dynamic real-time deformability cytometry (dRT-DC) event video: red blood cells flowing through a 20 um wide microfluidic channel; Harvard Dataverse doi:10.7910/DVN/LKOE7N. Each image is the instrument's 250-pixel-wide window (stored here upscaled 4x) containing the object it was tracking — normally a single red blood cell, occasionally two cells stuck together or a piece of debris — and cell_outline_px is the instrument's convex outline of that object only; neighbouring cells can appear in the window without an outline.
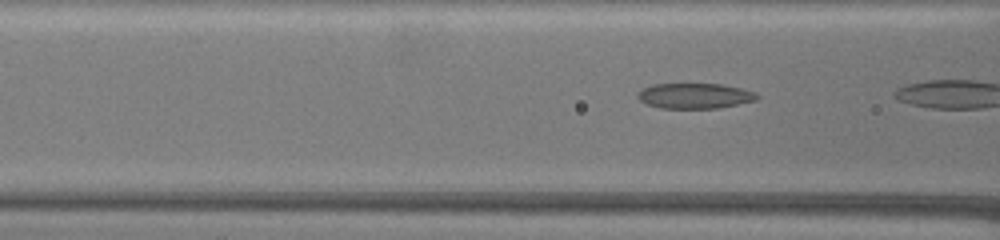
{"species": "common noctule bat (a hibernating species)", "species_latin": "Nyctalus noctula", "temperature_condition": "warm", "stored_images_in_passage": 4, "camera_frame_rate_fps": 3000, "um_per_image_px": 0.085, "animal": {"sex": "female", "body_mass_g": 19.5, "forearm_length_mm": 54.1}, "frame": {"image": 1, "passage_image": 3, "time_ms": 0.667, "image_size_px": [1000, 240], "cell_outline_px": [[760, 96], [756, 100], [720, 108], [660, 108], [648, 104], [640, 100], [636, 96], [644, 88], [652, 84], [720, 84], [740, 88], [756, 92]], "centroid_in_image_um": [59.08, 8.15], "position_along_channel_um": 107.5, "area_um2": 17.51}}